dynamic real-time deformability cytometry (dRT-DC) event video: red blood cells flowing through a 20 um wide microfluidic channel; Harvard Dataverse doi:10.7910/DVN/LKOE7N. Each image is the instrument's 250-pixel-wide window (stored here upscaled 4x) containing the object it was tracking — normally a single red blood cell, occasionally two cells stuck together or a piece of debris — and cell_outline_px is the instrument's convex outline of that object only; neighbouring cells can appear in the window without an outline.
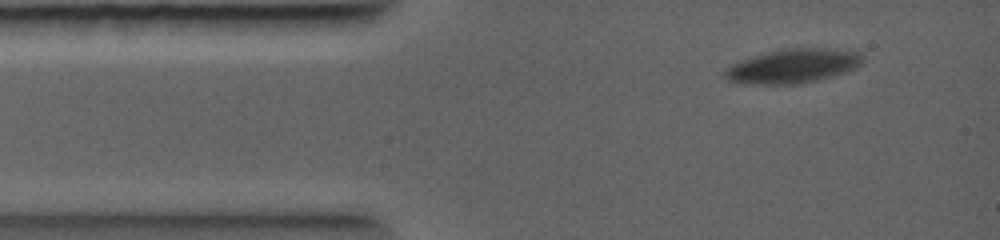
{"species": "common noctule bat (a hibernating species)", "species_latin": "Nyctalus noctula", "temperature_condition": "warm", "stored_images_in_passage": 2, "camera_frame_rate_fps": 5000, "um_per_image_px": 0.085, "animal": {"sex": "female", "body_mass_g": 19.0, "forearm_length_mm": 56.7}, "frame": {"image": 1, "passage_image": 1, "time_ms": 0.0, "image_size_px": [1000, 240], "cell_outline_px": [[864, 60], [856, 68], [832, 76], [816, 80], [796, 84], [736, 84], [728, 80], [724, 76], [724, 68], [740, 60], [780, 48], [828, 48], [860, 52], [864, 56]], "centroid_in_image_um": [67.36, 5.61], "position_along_channel_um": 17.6, "area_um2": 27.69}}